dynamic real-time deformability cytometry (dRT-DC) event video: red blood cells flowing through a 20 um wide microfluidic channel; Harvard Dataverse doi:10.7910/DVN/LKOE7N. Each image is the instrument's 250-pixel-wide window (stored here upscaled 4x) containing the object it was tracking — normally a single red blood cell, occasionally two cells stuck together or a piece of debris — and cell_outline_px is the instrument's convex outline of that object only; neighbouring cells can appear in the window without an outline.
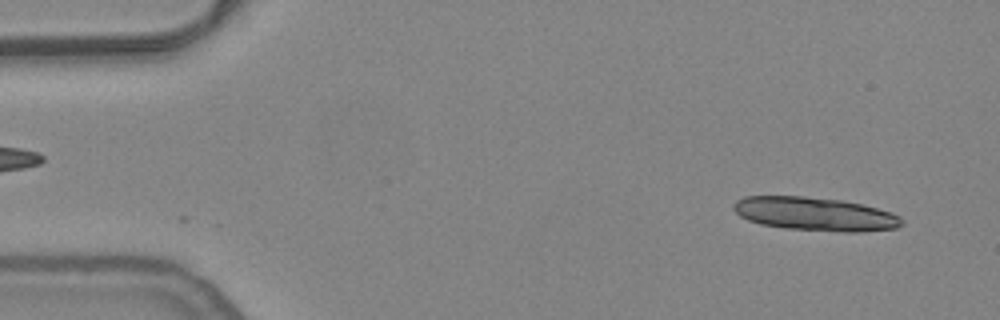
{"species": "common noctule bat (a hibernating species)", "species_latin": "Nyctalus noctula", "temperature_condition": "warm", "stored_images_in_passage": 7, "camera_frame_rate_fps": 3000, "um_per_image_px": 0.085, "animal": {"sex": "female", "body_mass_g": 24.6, "forearm_length_mm": 56.2}, "frame": {"image": 1, "passage_image": 3, "time_ms": 0.667, "image_size_px": [1000, 320], "cell_outline_px": [[904, 224], [896, 228], [860, 232], [844, 232], [784, 228], [760, 224], [748, 220], [740, 216], [732, 208], [732, 204], [736, 200], [744, 196], [804, 196], [840, 200], [860, 204], [892, 212], [900, 216], [904, 220]], "centroid_in_image_um": [69.27, 18.19], "position_along_channel_um": 15.7, "area_um2": 33.0}}
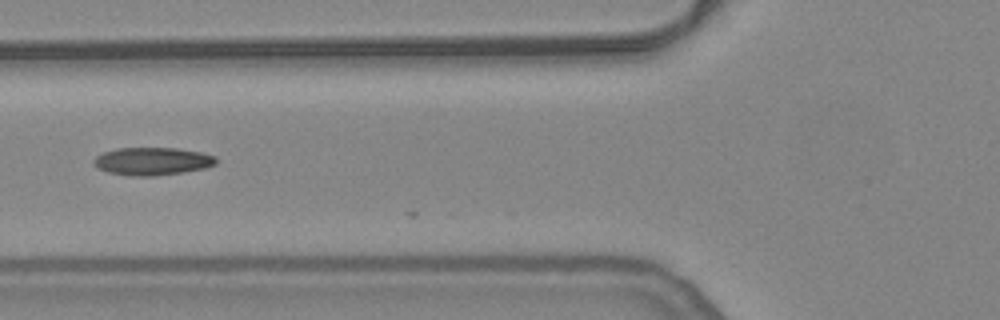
{"frame": {"image": 2, "passage_image": 5, "time_ms": 1.333, "image_size_px": [1000, 320], "cell_outline_px": [[216, 164], [204, 168], [180, 172], [152, 176], [128, 176], [108, 172], [96, 168], [92, 164], [92, 160], [96, 156], [104, 152], [116, 148], [176, 148], [200, 152], [216, 156]], "centroid_in_image_um": [12.89, 13.7], "position_along_channel_um": 112.9, "area_um2": 19.83}}